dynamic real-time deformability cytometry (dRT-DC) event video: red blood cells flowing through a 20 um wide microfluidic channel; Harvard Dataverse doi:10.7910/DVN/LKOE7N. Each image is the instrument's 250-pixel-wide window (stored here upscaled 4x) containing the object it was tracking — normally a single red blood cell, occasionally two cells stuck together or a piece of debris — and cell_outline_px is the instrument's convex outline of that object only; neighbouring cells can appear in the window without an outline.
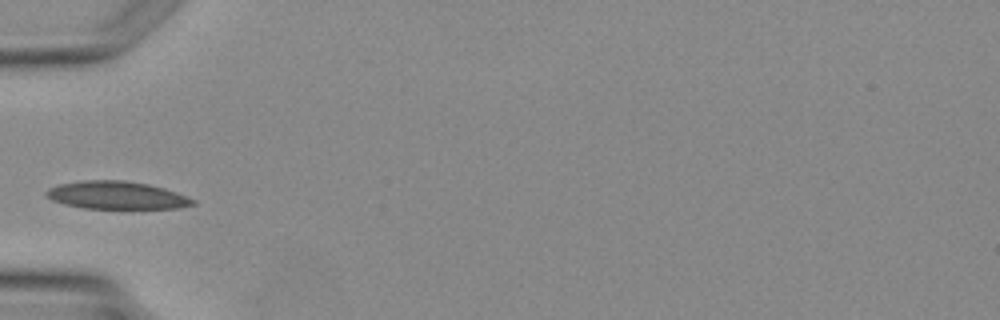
{"species": "Egyptian fruit bat (a non-hibernating species)", "species_latin": "Rousettus aegyptiacus", "temperature_condition": "warm", "stored_images_in_passage": 1, "camera_frame_rate_fps": 3000, "um_per_image_px": 0.085, "animal": {"sex": "female"}, "frame": {"image": 1, "passage_image": 1, "time_ms": 0.0, "image_size_px": [1000, 320], "cell_outline_px": [[196, 204], [180, 208], [84, 208], [64, 204], [52, 200], [44, 192], [48, 188], [60, 184], [80, 180], [124, 180], [148, 184], [164, 188], [176, 192], [196, 200]], "centroid_in_image_um": [9.92, 16.59], "position_along_channel_um": 75.1, "area_um2": 23.7}}